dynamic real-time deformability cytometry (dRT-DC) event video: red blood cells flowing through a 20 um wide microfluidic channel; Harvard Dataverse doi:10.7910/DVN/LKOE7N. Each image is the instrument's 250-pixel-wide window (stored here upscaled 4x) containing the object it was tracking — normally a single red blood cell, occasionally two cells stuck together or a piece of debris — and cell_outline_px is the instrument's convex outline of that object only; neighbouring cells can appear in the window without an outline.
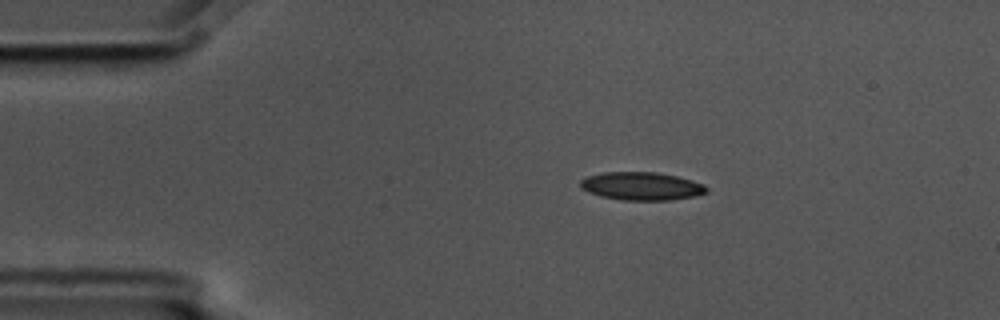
{"species": "common noctule bat (a hibernating species)", "species_latin": "Nyctalus noctula", "temperature_condition": "cold", "stored_images_in_passage": 4, "camera_frame_rate_fps": 3000, "um_per_image_px": 0.085, "animal": {"sex": "male", "body_mass_g": 17.5, "forearm_length_mm": 52.3}, "frame": {"image": 1, "passage_image": 2, "time_ms": 0.333, "image_size_px": [1000, 320], "cell_outline_px": [[708, 192], [696, 196], [672, 200], [624, 200], [600, 196], [588, 192], [580, 188], [580, 180], [588, 176], [604, 172], [656, 172], [676, 176], [692, 180], [704, 184], [708, 188]], "centroid_in_image_um": [54.55, 15.82], "position_along_channel_um": 30.5, "area_um2": 20.75}}